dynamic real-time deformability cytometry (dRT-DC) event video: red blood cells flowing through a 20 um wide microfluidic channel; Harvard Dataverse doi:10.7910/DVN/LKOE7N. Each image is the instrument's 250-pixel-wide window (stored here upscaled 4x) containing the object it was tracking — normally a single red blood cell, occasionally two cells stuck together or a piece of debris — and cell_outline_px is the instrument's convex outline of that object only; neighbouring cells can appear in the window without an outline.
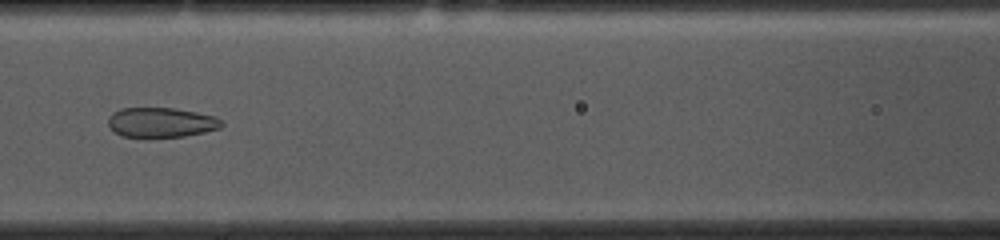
{"species": "common noctule bat (a hibernating species)", "species_latin": "Nyctalus noctula", "temperature_condition": "cold", "stored_images_in_passage": 53, "camera_frame_rate_fps": 3000, "um_per_image_px": 0.085, "animal": {"sex": "female", "body_mass_g": 10.0, "forearm_length_mm": 53.1}, "frame": {"image": 1, "passage_image": 22, "time_ms": 7.0, "image_size_px": [1000, 240], "cell_outline_px": [[224, 124], [220, 128], [204, 132], [184, 136], [124, 136], [116, 132], [108, 124], [108, 116], [112, 112], [120, 108], [176, 108], [216, 116], [224, 120]], "centroid_in_image_um": [13.74, 10.38], "position_along_channel_um": 152.9, "area_um2": 19.59}}
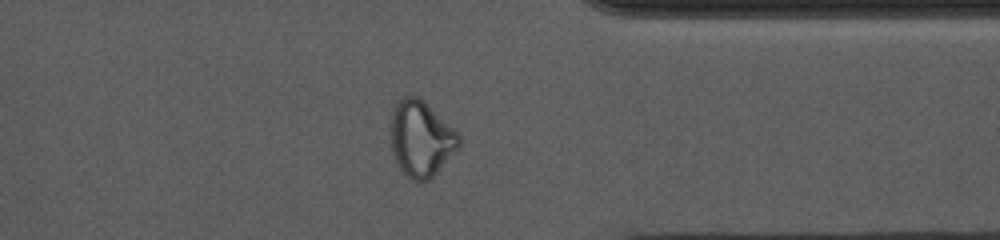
{"frame": {"image": 2, "passage_image": 41, "time_ms": 13.333, "image_size_px": [1000, 240], "cell_outline_px": [[460, 144], [436, 172], [428, 180], [412, 180], [400, 168], [396, 160], [392, 148], [388, 128], [392, 112], [396, 104], [404, 96], [420, 96], [460, 132]], "centroid_in_image_um": [35.77, 11.71], "position_along_channel_um": 375.6, "area_um2": 30.23}}
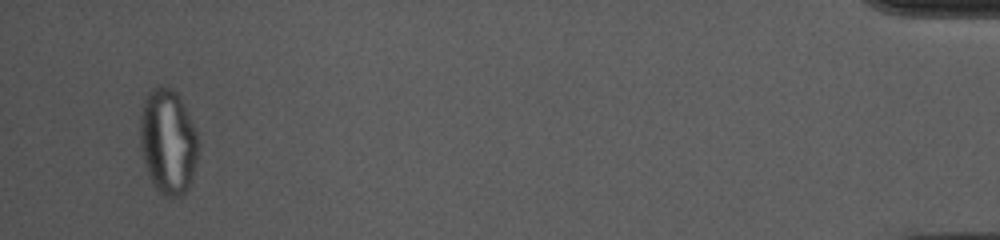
{"frame": {"image": 3, "passage_image": 51, "time_ms": 16.667, "image_size_px": [1000, 240], "cell_outline_px": [[196, 160], [192, 180], [188, 188], [180, 196], [164, 196], [156, 188], [148, 172], [140, 148], [140, 116], [144, 100], [148, 92], [152, 88], [160, 84], [168, 84], [180, 96], [188, 112], [196, 132]], "centroid_in_image_um": [14.26, 11.97], "position_along_channel_um": 420.9, "area_um2": 35.55}, "authors_computed_cell_mechanics": {"area_um2": 27.3972, "velocity_mm_per_s": 3.6479, "shape_relaxation_time_tau1_ms": null, "shape_relaxation_time_tau2_ms": 1.3684, "deformation_change_tau1": null, "deformation_change_tau2": 0.0686}}